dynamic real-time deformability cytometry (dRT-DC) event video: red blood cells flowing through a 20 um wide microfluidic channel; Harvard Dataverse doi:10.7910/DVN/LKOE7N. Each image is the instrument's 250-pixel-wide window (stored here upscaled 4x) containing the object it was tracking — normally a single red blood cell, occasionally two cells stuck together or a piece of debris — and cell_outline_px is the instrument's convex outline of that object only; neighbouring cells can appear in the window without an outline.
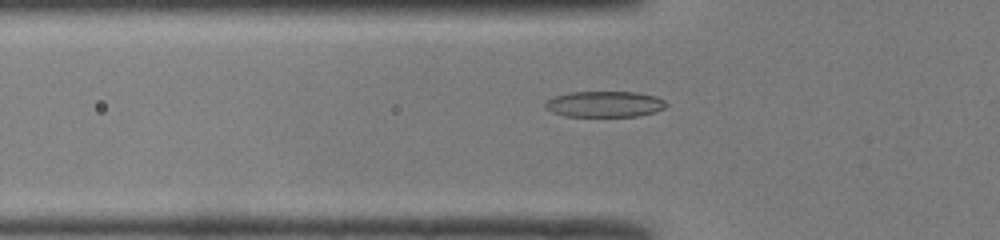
{"species": "common noctule bat (a hibernating species)", "species_latin": "Nyctalus noctula", "temperature_condition": "room temperature", "stored_images_in_passage": 38, "camera_frame_rate_fps": 3000, "um_per_image_px": 0.085, "animal": {"sex": "male", "body_mass_g": 19.0, "forearm_length_mm": 50.8}, "frame": {"image": 1, "passage_image": 6, "time_ms": 1.667, "image_size_px": [1000, 240], "cell_outline_px": [[668, 104], [664, 108], [656, 112], [636, 116], [564, 116], [552, 112], [544, 108], [544, 104], [548, 100], [556, 96], [568, 92], [636, 92], [656, 96], [664, 100]], "centroid_in_image_um": [51.4, 8.85], "position_along_channel_um": 74.4, "area_um2": 18.32}}
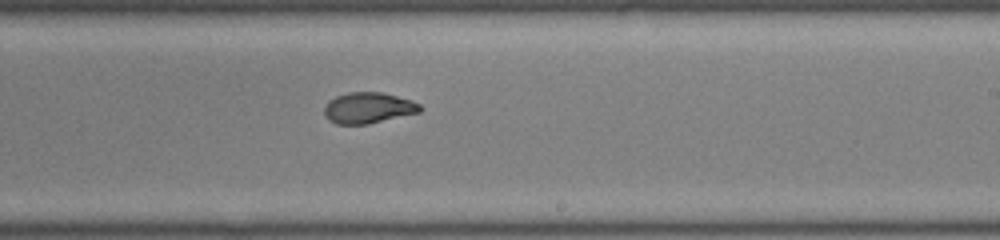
{"frame": {"image": 2, "passage_image": 19, "time_ms": 6.0, "image_size_px": [1000, 240], "cell_outline_px": [[424, 108], [420, 112], [368, 124], [336, 124], [328, 120], [324, 116], [324, 108], [328, 100], [336, 96], [348, 92], [380, 92], [412, 100], [420, 104]], "centroid_in_image_um": [31.29, 9.17], "position_along_channel_um": 257.7, "area_um2": 17.4}}
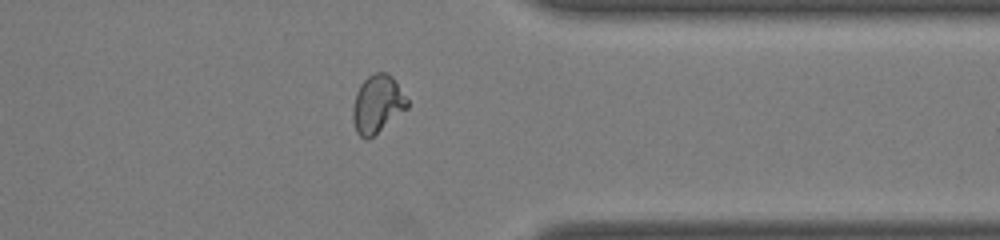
{"frame": {"image": 3, "passage_image": 28, "time_ms": 9.0, "image_size_px": [1000, 240], "cell_outline_px": [[408, 108], [368, 140], [364, 140], [356, 132], [352, 120], [352, 108], [356, 92], [360, 84], [368, 76], [376, 72], [384, 72], [392, 76], [396, 80], [408, 100]], "centroid_in_image_um": [32.06, 8.85], "position_along_channel_um": 379.3, "area_um2": 18.55}, "authors_computed_cell_mechanics": {"area_um2": 17.8602, "velocity_mm_per_s": 4.2381, "shape_relaxation_time_tau1_ms": 8.1281, "shape_relaxation_time_tau2_ms": 1.1123, "deformation_change_tau1": 0.2673, "deformation_change_tau2": 0.0705}}